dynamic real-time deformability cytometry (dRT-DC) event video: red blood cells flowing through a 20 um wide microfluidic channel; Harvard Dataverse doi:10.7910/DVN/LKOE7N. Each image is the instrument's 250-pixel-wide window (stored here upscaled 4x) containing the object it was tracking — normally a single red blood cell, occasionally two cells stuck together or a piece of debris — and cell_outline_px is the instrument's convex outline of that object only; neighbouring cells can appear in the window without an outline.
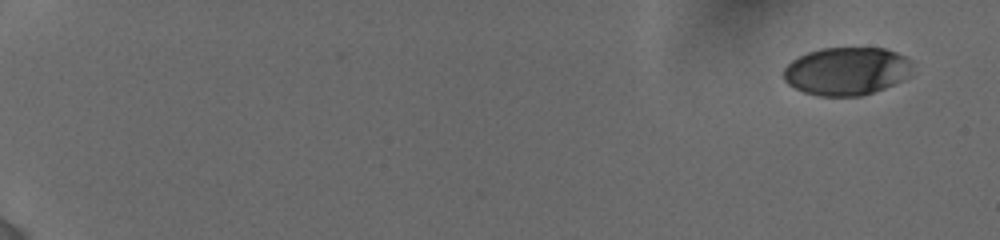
{"species": "human", "species_latin": "Homo sapiens", "temperature_condition": "cold", "stored_images_in_passage": 26, "camera_frame_rate_fps": 3000, "um_per_image_px": 0.085, "donor": {"sex": "female"}, "frame": {"image": 1, "passage_image": 1, "time_ms": 0.0, "image_size_px": [1000, 240], "cell_outline_px": [[912, 76], [904, 80], [884, 88], [860, 96], [816, 96], [804, 92], [788, 84], [784, 80], [784, 68], [792, 60], [808, 52], [820, 48], [884, 48], [896, 52], [912, 60]], "centroid_in_image_um": [72.0, 6.05], "position_along_channel_um": 13.0, "area_um2": 36.3}}
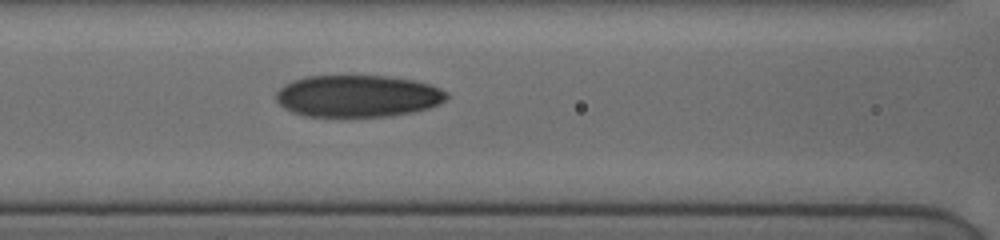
{"frame": {"image": 2, "passage_image": 15, "time_ms": 8.333, "image_size_px": [1000, 240], "cell_outline_px": [[448, 96], [440, 104], [428, 108], [412, 112], [384, 116], [304, 116], [292, 112], [284, 108], [276, 100], [276, 92], [280, 88], [304, 76], [388, 76], [412, 80], [432, 84], [448, 92]], "centroid_in_image_um": [30.43, 8.16], "position_along_channel_um": 136.2, "area_um2": 41.56}}
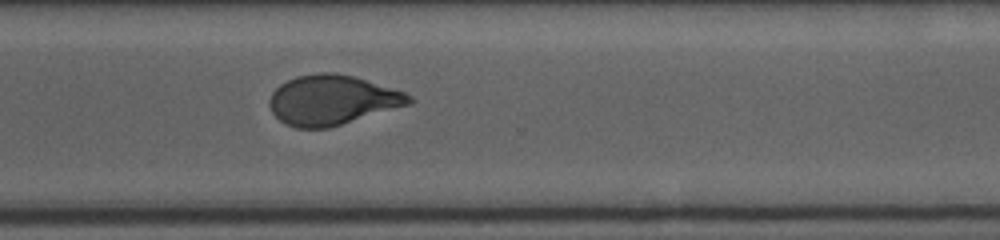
{"frame": {"image": 3, "passage_image": 26, "time_ms": 13.667, "image_size_px": [1000, 240], "cell_outline_px": [[416, 100], [412, 104], [328, 128], [296, 128], [284, 124], [272, 112], [268, 104], [268, 100], [272, 92], [280, 84], [296, 76], [320, 72], [332, 72], [352, 76], [404, 92], [412, 96]], "centroid_in_image_um": [28.22, 8.51], "position_along_channel_um": 342.4, "area_um2": 40.52}}